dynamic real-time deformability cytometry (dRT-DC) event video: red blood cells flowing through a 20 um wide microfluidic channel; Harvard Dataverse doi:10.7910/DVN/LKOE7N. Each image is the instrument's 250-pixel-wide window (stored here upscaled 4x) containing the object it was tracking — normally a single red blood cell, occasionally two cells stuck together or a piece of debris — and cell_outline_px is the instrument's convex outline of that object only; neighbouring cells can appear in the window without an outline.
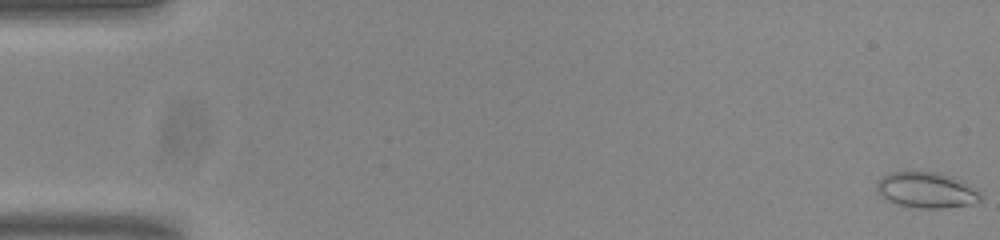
{"species": "common noctule bat (a hibernating species)", "species_latin": "Nyctalus noctula", "temperature_condition": "room temperature", "stored_images_in_passage": 16, "camera_frame_rate_fps": 3000, "um_per_image_px": 0.085, "animal": {"sex": "male", "body_mass_g": 20.0, "forearm_length_mm": 53.3}, "frame": {"image": 1, "passage_image": 1, "time_ms": 0.0, "image_size_px": [1000, 240], "cell_outline_px": [[984, 200], [976, 204], [940, 208], [920, 208], [896, 204], [880, 196], [876, 188], [876, 184], [884, 176], [892, 172], [904, 168], [912, 168], [940, 172], [964, 180], [980, 192]], "centroid_in_image_um": [78.78, 16.1], "position_along_channel_um": 6.2, "area_um2": 22.72}}